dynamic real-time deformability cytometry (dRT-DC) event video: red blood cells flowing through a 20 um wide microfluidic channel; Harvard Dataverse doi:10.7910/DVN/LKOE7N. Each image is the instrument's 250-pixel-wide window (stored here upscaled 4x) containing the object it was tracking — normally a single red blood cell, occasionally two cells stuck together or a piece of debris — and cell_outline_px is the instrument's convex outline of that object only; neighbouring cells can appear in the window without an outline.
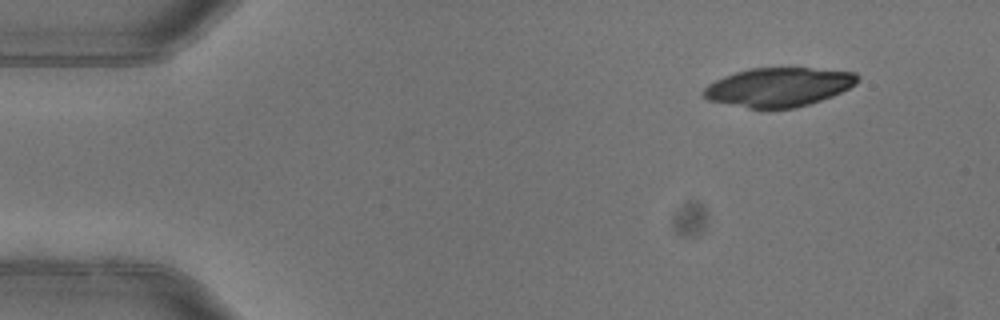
{"species": "common noctule bat (a hibernating species)", "species_latin": "Nyctalus noctula", "temperature_condition": "warm", "stored_images_in_passage": 2, "camera_frame_rate_fps": 3000, "um_per_image_px": 0.085, "animal": {"sex": "female"}, "frame": {"image": 1, "passage_image": 2, "time_ms": 0.333, "image_size_px": [1000, 320], "cell_outline_px": [[860, 80], [856, 84], [832, 96], [796, 108], [748, 108], [708, 100], [700, 96], [700, 92], [708, 84], [724, 76], [748, 68], [808, 68], [856, 72], [860, 76]], "centroid_in_image_um": [66.16, 7.4], "position_along_channel_um": 18.8, "area_um2": 34.97}}